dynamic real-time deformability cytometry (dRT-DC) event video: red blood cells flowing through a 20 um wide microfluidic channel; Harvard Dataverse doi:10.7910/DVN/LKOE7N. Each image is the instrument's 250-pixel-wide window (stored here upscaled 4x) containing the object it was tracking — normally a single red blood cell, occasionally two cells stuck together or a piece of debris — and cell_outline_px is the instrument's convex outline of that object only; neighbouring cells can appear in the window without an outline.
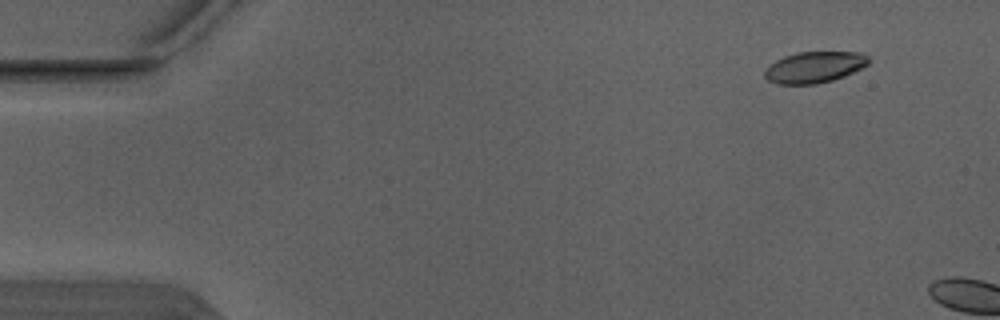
{"species": "Egyptian fruit bat (a non-hibernating species)", "species_latin": "Rousettus aegyptiacus", "temperature_condition": "warm", "stored_images_in_passage": 5, "camera_frame_rate_fps": 3000, "um_per_image_px": 0.085, "animal": {"sex": "male"}, "frame": {"image": 1, "passage_image": 2, "time_ms": 0.333, "image_size_px": [1000, 320], "cell_outline_px": [[868, 64], [844, 76], [832, 80], [816, 84], [776, 84], [768, 80], [764, 76], [764, 68], [776, 60], [784, 56], [796, 52], [864, 52], [868, 56]], "centroid_in_image_um": [69.19, 5.7], "position_along_channel_um": 15.8, "area_um2": 18.96}}